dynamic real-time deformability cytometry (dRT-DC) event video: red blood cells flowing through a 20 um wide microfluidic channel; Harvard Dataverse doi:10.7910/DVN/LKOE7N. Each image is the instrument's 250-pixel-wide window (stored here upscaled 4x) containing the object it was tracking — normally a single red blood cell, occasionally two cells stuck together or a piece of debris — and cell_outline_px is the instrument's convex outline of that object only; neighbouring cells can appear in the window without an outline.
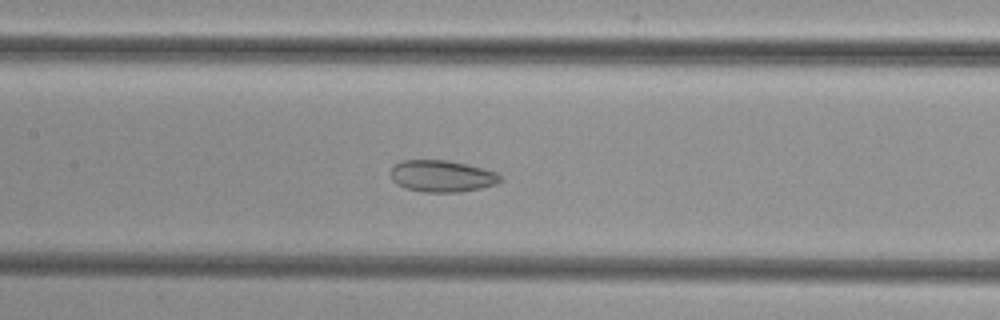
{"species": "common noctule bat (a hibernating species)", "species_latin": "Nyctalus noctula", "temperature_condition": "cold", "stored_images_in_passage": 39, "camera_frame_rate_fps": 3000, "um_per_image_px": 0.085, "animal": {"sex": "female", "body_mass_g": 29.2, "forearm_length_mm": 56.3}, "frame": {"image": 1, "passage_image": 12, "time_ms": 3.667, "image_size_px": [1000, 320], "cell_outline_px": [[504, 180], [496, 184], [480, 188], [460, 192], [424, 192], [404, 188], [396, 184], [392, 180], [388, 172], [396, 164], [404, 160], [448, 160], [468, 164], [496, 172]], "centroid_in_image_um": [37.55, 14.97], "position_along_channel_um": 169.9, "area_um2": 20.46}}
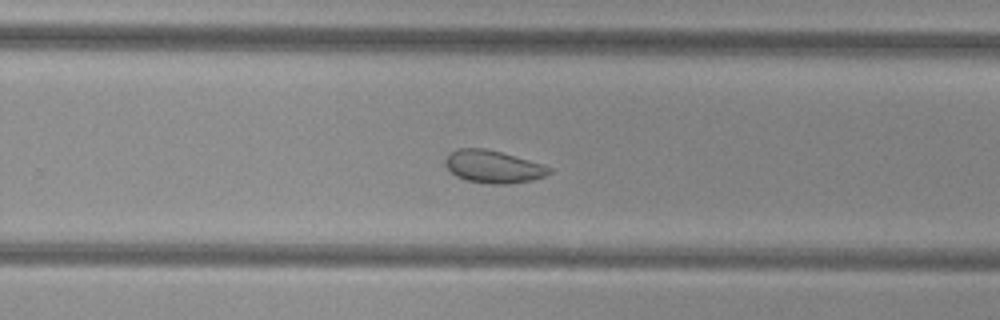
{"frame": {"image": 2, "passage_image": 21, "time_ms": 6.667, "image_size_px": [1000, 320], "cell_outline_px": [[552, 172], [544, 176], [532, 180], [508, 184], [488, 184], [468, 180], [456, 176], [444, 164], [444, 160], [456, 148], [484, 148], [500, 152], [544, 164], [552, 168]], "centroid_in_image_um": [41.94, 14.17], "position_along_channel_um": 287.9, "area_um2": 19.65}}
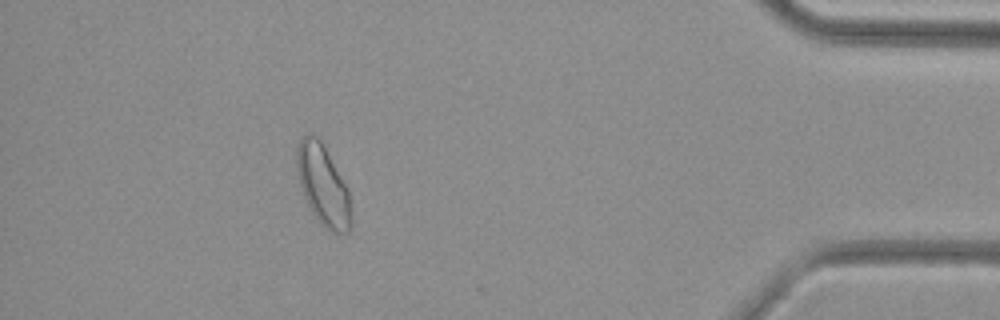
{"frame": {"image": 3, "passage_image": 34, "time_ms": 11.0, "image_size_px": [1000, 320], "cell_outline_px": [[352, 228], [348, 232], [332, 232], [324, 228], [308, 208], [300, 184], [296, 168], [296, 148], [300, 136], [304, 132], [312, 132], [324, 144], [348, 188], [352, 216]], "centroid_in_image_um": [27.45, 15.71], "position_along_channel_um": 407.8, "area_um2": 26.18}}